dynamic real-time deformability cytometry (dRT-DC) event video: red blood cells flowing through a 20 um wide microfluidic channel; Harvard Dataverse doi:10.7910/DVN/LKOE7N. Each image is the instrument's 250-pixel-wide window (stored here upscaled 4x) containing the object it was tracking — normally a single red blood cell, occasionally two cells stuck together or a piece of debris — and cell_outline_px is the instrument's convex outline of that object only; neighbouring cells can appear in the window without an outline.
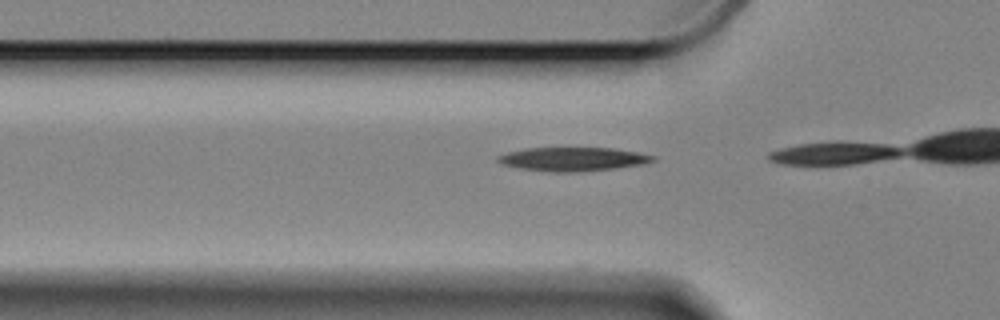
{"species": "Egyptian fruit bat (a non-hibernating species)", "species_latin": "Rousettus aegyptiacus", "temperature_condition": "cold", "stored_images_in_passage": 6, "camera_frame_rate_fps": 3000, "um_per_image_px": 0.085, "animal": {"sex": "female"}, "frame": {"image": 1, "passage_image": 5, "time_ms": 1.333, "image_size_px": [1000, 320], "cell_outline_px": [[656, 160], [644, 164], [616, 168], [580, 172], [552, 172], [520, 168], [500, 164], [496, 160], [496, 156], [508, 152], [524, 148], [612, 148], [636, 152], [656, 156]], "centroid_in_image_um": [48.68, 13.53], "position_along_channel_um": 77.1, "area_um2": 21.56}}